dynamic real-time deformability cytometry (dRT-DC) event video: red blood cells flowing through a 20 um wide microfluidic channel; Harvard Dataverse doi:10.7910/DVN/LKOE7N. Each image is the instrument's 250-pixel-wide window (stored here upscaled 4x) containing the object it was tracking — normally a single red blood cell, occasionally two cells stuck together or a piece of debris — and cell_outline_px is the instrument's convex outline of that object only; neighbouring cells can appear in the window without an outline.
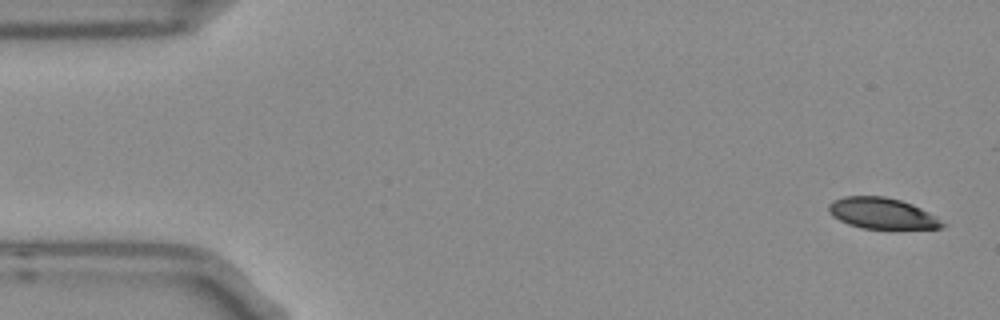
{"species": "Egyptian fruit bat (a non-hibernating species)", "species_latin": "Rousettus aegyptiacus", "temperature_condition": "room temperature", "stored_images_in_passage": 5, "camera_frame_rate_fps": 3000, "um_per_image_px": 0.085, "frame": {"image": 1, "passage_image": 1, "time_ms": 0.0, "image_size_px": [1000, 320], "cell_outline_px": [[948, 224], [944, 228], [864, 228], [848, 224], [832, 216], [828, 212], [828, 204], [832, 200], [844, 196], [884, 196], [900, 200], [912, 204], [936, 216]], "centroid_in_image_um": [74.97, 18.12], "position_along_channel_um": 10.0, "area_um2": 20.52}}
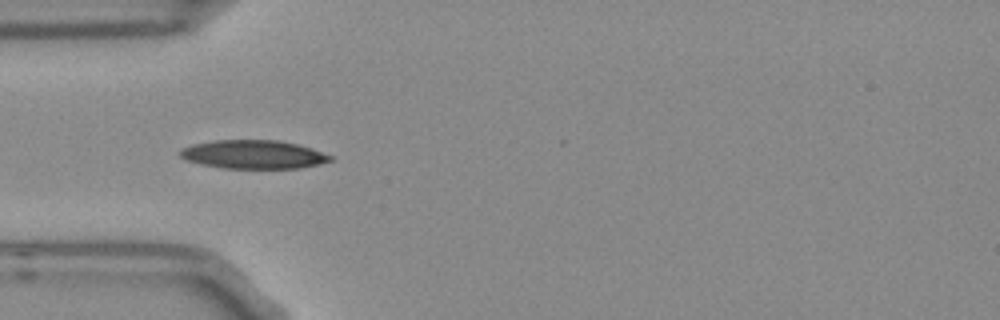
{"frame": {"image": 2, "passage_image": 5, "time_ms": 1.333, "image_size_px": [1000, 320], "cell_outline_px": [[332, 160], [320, 164], [300, 168], [224, 168], [200, 164], [188, 160], [180, 156], [180, 148], [192, 144], [216, 140], [276, 140], [296, 144], [312, 148], [332, 156]], "centroid_in_image_um": [21.53, 13.12], "position_along_channel_um": 63.5, "area_um2": 24.91}}